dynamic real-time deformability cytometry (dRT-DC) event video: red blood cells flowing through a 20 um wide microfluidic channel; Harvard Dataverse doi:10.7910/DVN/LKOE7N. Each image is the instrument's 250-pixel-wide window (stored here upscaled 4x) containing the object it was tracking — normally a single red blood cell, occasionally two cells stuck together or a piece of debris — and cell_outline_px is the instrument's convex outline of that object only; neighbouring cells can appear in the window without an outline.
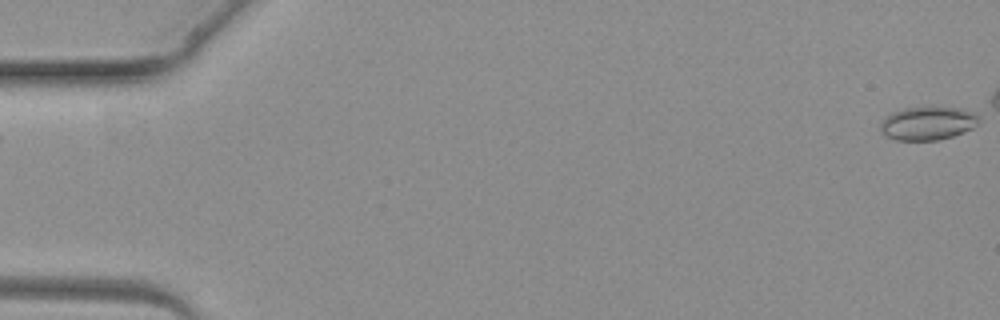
{"species": "common noctule bat (a hibernating species)", "species_latin": "Nyctalus noctula", "temperature_condition": "warm", "stored_images_in_passage": 2, "segment_of_instrument_passage": [2, 2], "camera_frame_rate_fps": 3000, "um_per_image_px": 0.085, "animal": {"sex": "female", "body_mass_g": 19.3, "forearm_length_mm": 54.1}, "frame": {"image": 1, "passage_image": 2, "time_ms": 1.0, "image_size_px": [1000, 320], "cell_outline_px": [[980, 120], [972, 128], [952, 136], [936, 140], [896, 140], [888, 136], [880, 128], [880, 124], [892, 112], [904, 108], [960, 108], [980, 112]], "centroid_in_image_um": [78.93, 10.47], "position_along_channel_um": 6.1, "area_um2": 18.9}}